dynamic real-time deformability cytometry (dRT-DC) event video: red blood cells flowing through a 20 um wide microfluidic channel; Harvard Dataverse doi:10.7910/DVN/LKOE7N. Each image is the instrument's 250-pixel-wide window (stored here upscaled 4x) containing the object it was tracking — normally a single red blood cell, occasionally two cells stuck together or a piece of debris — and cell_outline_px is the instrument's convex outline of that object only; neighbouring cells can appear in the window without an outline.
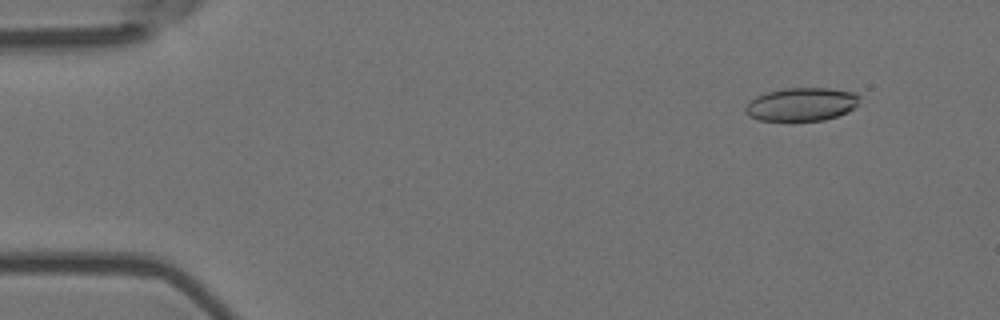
{"species": "Egyptian fruit bat (a non-hibernating species)", "species_latin": "Rousettus aegyptiacus", "temperature_condition": "room temperature", "stored_images_in_passage": 5, "camera_frame_rate_fps": 3000, "um_per_image_px": 0.085, "animal": {"sex": "female"}, "frame": {"image": 1, "passage_image": 2, "time_ms": 0.333, "image_size_px": [1000, 320], "cell_outline_px": [[860, 96], [856, 104], [848, 112], [824, 120], [760, 120], [752, 116], [744, 108], [748, 100], [756, 96], [768, 92], [784, 88], [828, 88], [852, 92]], "centroid_in_image_um": [68.12, 8.85], "position_along_channel_um": 16.9, "area_um2": 21.79}}
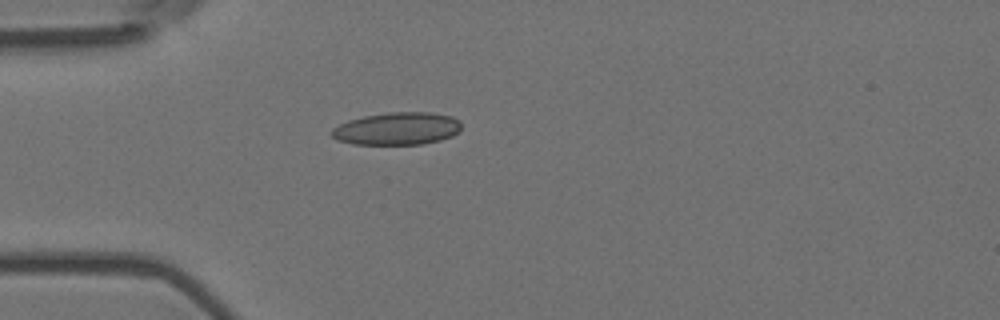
{"frame": {"image": 2, "passage_image": 5, "time_ms": 1.333, "image_size_px": [1000, 320], "cell_outline_px": [[460, 132], [452, 136], [440, 140], [420, 144], [352, 144], [336, 140], [328, 132], [332, 128], [348, 120], [364, 116], [388, 112], [428, 112], [452, 116], [460, 120]], "centroid_in_image_um": [33.74, 10.93], "position_along_channel_um": 51.3, "area_um2": 24.8}}